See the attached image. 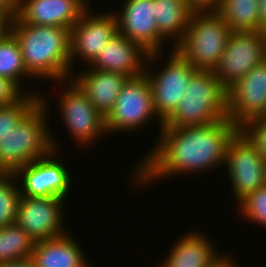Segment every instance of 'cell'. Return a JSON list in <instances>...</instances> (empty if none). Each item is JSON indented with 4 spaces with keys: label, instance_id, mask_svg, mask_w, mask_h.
Returning <instances> with one entry per match:
<instances>
[{
    "label": "cell",
    "instance_id": "obj_1",
    "mask_svg": "<svg viewBox=\"0 0 266 267\" xmlns=\"http://www.w3.org/2000/svg\"><path fill=\"white\" fill-rule=\"evenodd\" d=\"M238 131L228 118L205 126L162 128L148 155L131 166V187L142 189L174 175L191 176L224 167L228 144Z\"/></svg>",
    "mask_w": 266,
    "mask_h": 267
},
{
    "label": "cell",
    "instance_id": "obj_2",
    "mask_svg": "<svg viewBox=\"0 0 266 267\" xmlns=\"http://www.w3.org/2000/svg\"><path fill=\"white\" fill-rule=\"evenodd\" d=\"M11 33L17 38L26 70L36 81L71 78L69 28L29 25L15 16Z\"/></svg>",
    "mask_w": 266,
    "mask_h": 267
},
{
    "label": "cell",
    "instance_id": "obj_3",
    "mask_svg": "<svg viewBox=\"0 0 266 267\" xmlns=\"http://www.w3.org/2000/svg\"><path fill=\"white\" fill-rule=\"evenodd\" d=\"M47 100L43 91L41 101L13 131L0 139V168L4 173H14L26 164L48 156L53 150H61L48 125L51 113Z\"/></svg>",
    "mask_w": 266,
    "mask_h": 267
},
{
    "label": "cell",
    "instance_id": "obj_4",
    "mask_svg": "<svg viewBox=\"0 0 266 267\" xmlns=\"http://www.w3.org/2000/svg\"><path fill=\"white\" fill-rule=\"evenodd\" d=\"M227 93L215 72L197 70L177 109L162 128L205 126L228 118Z\"/></svg>",
    "mask_w": 266,
    "mask_h": 267
},
{
    "label": "cell",
    "instance_id": "obj_5",
    "mask_svg": "<svg viewBox=\"0 0 266 267\" xmlns=\"http://www.w3.org/2000/svg\"><path fill=\"white\" fill-rule=\"evenodd\" d=\"M231 33L218 12H192L185 35L174 48L196 70L214 72Z\"/></svg>",
    "mask_w": 266,
    "mask_h": 267
},
{
    "label": "cell",
    "instance_id": "obj_6",
    "mask_svg": "<svg viewBox=\"0 0 266 267\" xmlns=\"http://www.w3.org/2000/svg\"><path fill=\"white\" fill-rule=\"evenodd\" d=\"M170 51L171 54L168 55L169 57L166 59L167 62L163 63L164 65L156 64L163 60L162 54L164 51L149 54L145 70L152 91L155 113L163 123L177 109L185 95L190 79L197 71L175 48ZM155 65L163 67H156Z\"/></svg>",
    "mask_w": 266,
    "mask_h": 267
},
{
    "label": "cell",
    "instance_id": "obj_7",
    "mask_svg": "<svg viewBox=\"0 0 266 267\" xmlns=\"http://www.w3.org/2000/svg\"><path fill=\"white\" fill-rule=\"evenodd\" d=\"M152 120L158 121L161 130L163 122L155 113L148 77L145 73L129 77L119 92L113 109L105 117L106 133H137Z\"/></svg>",
    "mask_w": 266,
    "mask_h": 267
},
{
    "label": "cell",
    "instance_id": "obj_8",
    "mask_svg": "<svg viewBox=\"0 0 266 267\" xmlns=\"http://www.w3.org/2000/svg\"><path fill=\"white\" fill-rule=\"evenodd\" d=\"M63 87L62 92L58 93L57 105L60 111V118L64 126L68 129L69 135L74 143L89 147L95 144L102 136L106 138L105 117L89 101L86 95L71 80L56 82ZM64 83V84H63ZM67 84V87L66 85ZM87 145V146H86Z\"/></svg>",
    "mask_w": 266,
    "mask_h": 267
},
{
    "label": "cell",
    "instance_id": "obj_9",
    "mask_svg": "<svg viewBox=\"0 0 266 267\" xmlns=\"http://www.w3.org/2000/svg\"><path fill=\"white\" fill-rule=\"evenodd\" d=\"M224 169L235 206L248 194L266 184V162L250 140L239 130L230 140Z\"/></svg>",
    "mask_w": 266,
    "mask_h": 267
},
{
    "label": "cell",
    "instance_id": "obj_10",
    "mask_svg": "<svg viewBox=\"0 0 266 267\" xmlns=\"http://www.w3.org/2000/svg\"><path fill=\"white\" fill-rule=\"evenodd\" d=\"M266 60V33L232 32L215 75L228 90L252 68Z\"/></svg>",
    "mask_w": 266,
    "mask_h": 267
},
{
    "label": "cell",
    "instance_id": "obj_11",
    "mask_svg": "<svg viewBox=\"0 0 266 267\" xmlns=\"http://www.w3.org/2000/svg\"><path fill=\"white\" fill-rule=\"evenodd\" d=\"M59 153H61L59 150H53L48 156L32 161L14 172L21 195L58 197L67 200L70 190L72 191L73 178L70 169L61 159H57Z\"/></svg>",
    "mask_w": 266,
    "mask_h": 267
},
{
    "label": "cell",
    "instance_id": "obj_12",
    "mask_svg": "<svg viewBox=\"0 0 266 267\" xmlns=\"http://www.w3.org/2000/svg\"><path fill=\"white\" fill-rule=\"evenodd\" d=\"M91 10L89 7L70 29L71 75L76 72L73 67L77 59L82 61V65L87 63L89 66L118 32L112 11L96 13Z\"/></svg>",
    "mask_w": 266,
    "mask_h": 267
},
{
    "label": "cell",
    "instance_id": "obj_13",
    "mask_svg": "<svg viewBox=\"0 0 266 267\" xmlns=\"http://www.w3.org/2000/svg\"><path fill=\"white\" fill-rule=\"evenodd\" d=\"M65 203L64 198L21 195L16 224L35 242L59 237L68 231L64 225Z\"/></svg>",
    "mask_w": 266,
    "mask_h": 267
},
{
    "label": "cell",
    "instance_id": "obj_14",
    "mask_svg": "<svg viewBox=\"0 0 266 267\" xmlns=\"http://www.w3.org/2000/svg\"><path fill=\"white\" fill-rule=\"evenodd\" d=\"M112 12L120 34L138 43L150 54L162 52L167 40L158 32L155 0H124L120 10Z\"/></svg>",
    "mask_w": 266,
    "mask_h": 267
},
{
    "label": "cell",
    "instance_id": "obj_15",
    "mask_svg": "<svg viewBox=\"0 0 266 267\" xmlns=\"http://www.w3.org/2000/svg\"><path fill=\"white\" fill-rule=\"evenodd\" d=\"M266 115V60L252 68L227 93V116L239 128Z\"/></svg>",
    "mask_w": 266,
    "mask_h": 267
},
{
    "label": "cell",
    "instance_id": "obj_16",
    "mask_svg": "<svg viewBox=\"0 0 266 267\" xmlns=\"http://www.w3.org/2000/svg\"><path fill=\"white\" fill-rule=\"evenodd\" d=\"M91 3L90 0H19L15 16L29 25L71 29Z\"/></svg>",
    "mask_w": 266,
    "mask_h": 267
},
{
    "label": "cell",
    "instance_id": "obj_17",
    "mask_svg": "<svg viewBox=\"0 0 266 267\" xmlns=\"http://www.w3.org/2000/svg\"><path fill=\"white\" fill-rule=\"evenodd\" d=\"M149 54L141 45L117 32L89 67L136 77L145 73Z\"/></svg>",
    "mask_w": 266,
    "mask_h": 267
},
{
    "label": "cell",
    "instance_id": "obj_18",
    "mask_svg": "<svg viewBox=\"0 0 266 267\" xmlns=\"http://www.w3.org/2000/svg\"><path fill=\"white\" fill-rule=\"evenodd\" d=\"M86 67L88 69H83L79 74L72 73L70 79L106 117L113 109L119 92L129 77L123 73L105 72Z\"/></svg>",
    "mask_w": 266,
    "mask_h": 267
},
{
    "label": "cell",
    "instance_id": "obj_19",
    "mask_svg": "<svg viewBox=\"0 0 266 267\" xmlns=\"http://www.w3.org/2000/svg\"><path fill=\"white\" fill-rule=\"evenodd\" d=\"M210 238L199 230L188 231L176 240L157 267H210L223 255Z\"/></svg>",
    "mask_w": 266,
    "mask_h": 267
},
{
    "label": "cell",
    "instance_id": "obj_20",
    "mask_svg": "<svg viewBox=\"0 0 266 267\" xmlns=\"http://www.w3.org/2000/svg\"><path fill=\"white\" fill-rule=\"evenodd\" d=\"M65 234L34 243L31 259L36 267H91L79 241Z\"/></svg>",
    "mask_w": 266,
    "mask_h": 267
},
{
    "label": "cell",
    "instance_id": "obj_21",
    "mask_svg": "<svg viewBox=\"0 0 266 267\" xmlns=\"http://www.w3.org/2000/svg\"><path fill=\"white\" fill-rule=\"evenodd\" d=\"M192 12L186 0H155L158 32L172 43V49L183 39Z\"/></svg>",
    "mask_w": 266,
    "mask_h": 267
},
{
    "label": "cell",
    "instance_id": "obj_22",
    "mask_svg": "<svg viewBox=\"0 0 266 267\" xmlns=\"http://www.w3.org/2000/svg\"><path fill=\"white\" fill-rule=\"evenodd\" d=\"M258 0H224L218 11L232 32L260 31Z\"/></svg>",
    "mask_w": 266,
    "mask_h": 267
},
{
    "label": "cell",
    "instance_id": "obj_23",
    "mask_svg": "<svg viewBox=\"0 0 266 267\" xmlns=\"http://www.w3.org/2000/svg\"><path fill=\"white\" fill-rule=\"evenodd\" d=\"M0 76L13 81L26 94H40L41 91L23 90V78L34 79V77L26 70L22 52L17 38L10 33L0 42ZM30 77V78H29ZM36 91V92H35Z\"/></svg>",
    "mask_w": 266,
    "mask_h": 267
},
{
    "label": "cell",
    "instance_id": "obj_24",
    "mask_svg": "<svg viewBox=\"0 0 266 267\" xmlns=\"http://www.w3.org/2000/svg\"><path fill=\"white\" fill-rule=\"evenodd\" d=\"M35 241L16 223L0 228V265L31 258Z\"/></svg>",
    "mask_w": 266,
    "mask_h": 267
},
{
    "label": "cell",
    "instance_id": "obj_25",
    "mask_svg": "<svg viewBox=\"0 0 266 267\" xmlns=\"http://www.w3.org/2000/svg\"><path fill=\"white\" fill-rule=\"evenodd\" d=\"M20 185L14 173L0 176V228L16 223Z\"/></svg>",
    "mask_w": 266,
    "mask_h": 267
},
{
    "label": "cell",
    "instance_id": "obj_26",
    "mask_svg": "<svg viewBox=\"0 0 266 267\" xmlns=\"http://www.w3.org/2000/svg\"><path fill=\"white\" fill-rule=\"evenodd\" d=\"M41 101V94H24L18 101L0 105V139L13 131L21 120Z\"/></svg>",
    "mask_w": 266,
    "mask_h": 267
},
{
    "label": "cell",
    "instance_id": "obj_27",
    "mask_svg": "<svg viewBox=\"0 0 266 267\" xmlns=\"http://www.w3.org/2000/svg\"><path fill=\"white\" fill-rule=\"evenodd\" d=\"M241 219L266 228V184L248 194L237 205Z\"/></svg>",
    "mask_w": 266,
    "mask_h": 267
},
{
    "label": "cell",
    "instance_id": "obj_28",
    "mask_svg": "<svg viewBox=\"0 0 266 267\" xmlns=\"http://www.w3.org/2000/svg\"><path fill=\"white\" fill-rule=\"evenodd\" d=\"M239 130L250 140L266 162V115L246 122Z\"/></svg>",
    "mask_w": 266,
    "mask_h": 267
},
{
    "label": "cell",
    "instance_id": "obj_29",
    "mask_svg": "<svg viewBox=\"0 0 266 267\" xmlns=\"http://www.w3.org/2000/svg\"><path fill=\"white\" fill-rule=\"evenodd\" d=\"M25 93L10 79L0 76V105L18 101Z\"/></svg>",
    "mask_w": 266,
    "mask_h": 267
},
{
    "label": "cell",
    "instance_id": "obj_30",
    "mask_svg": "<svg viewBox=\"0 0 266 267\" xmlns=\"http://www.w3.org/2000/svg\"><path fill=\"white\" fill-rule=\"evenodd\" d=\"M193 12H218L224 0H186Z\"/></svg>",
    "mask_w": 266,
    "mask_h": 267
},
{
    "label": "cell",
    "instance_id": "obj_31",
    "mask_svg": "<svg viewBox=\"0 0 266 267\" xmlns=\"http://www.w3.org/2000/svg\"><path fill=\"white\" fill-rule=\"evenodd\" d=\"M15 13L0 10V42L12 32Z\"/></svg>",
    "mask_w": 266,
    "mask_h": 267
},
{
    "label": "cell",
    "instance_id": "obj_32",
    "mask_svg": "<svg viewBox=\"0 0 266 267\" xmlns=\"http://www.w3.org/2000/svg\"><path fill=\"white\" fill-rule=\"evenodd\" d=\"M226 253V255H222L217 259L215 263H213L210 267H239L238 263L235 262L237 260L232 259L233 257L229 254ZM231 256V257H230Z\"/></svg>",
    "mask_w": 266,
    "mask_h": 267
},
{
    "label": "cell",
    "instance_id": "obj_33",
    "mask_svg": "<svg viewBox=\"0 0 266 267\" xmlns=\"http://www.w3.org/2000/svg\"><path fill=\"white\" fill-rule=\"evenodd\" d=\"M19 0H0V10L9 13H17Z\"/></svg>",
    "mask_w": 266,
    "mask_h": 267
},
{
    "label": "cell",
    "instance_id": "obj_34",
    "mask_svg": "<svg viewBox=\"0 0 266 267\" xmlns=\"http://www.w3.org/2000/svg\"><path fill=\"white\" fill-rule=\"evenodd\" d=\"M0 267H36L31 258L11 261L6 264H1Z\"/></svg>",
    "mask_w": 266,
    "mask_h": 267
},
{
    "label": "cell",
    "instance_id": "obj_35",
    "mask_svg": "<svg viewBox=\"0 0 266 267\" xmlns=\"http://www.w3.org/2000/svg\"><path fill=\"white\" fill-rule=\"evenodd\" d=\"M259 1L260 31L266 30V0Z\"/></svg>",
    "mask_w": 266,
    "mask_h": 267
},
{
    "label": "cell",
    "instance_id": "obj_36",
    "mask_svg": "<svg viewBox=\"0 0 266 267\" xmlns=\"http://www.w3.org/2000/svg\"><path fill=\"white\" fill-rule=\"evenodd\" d=\"M4 172L1 170V168H0V176L3 174Z\"/></svg>",
    "mask_w": 266,
    "mask_h": 267
}]
</instances>
